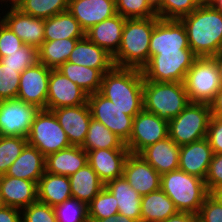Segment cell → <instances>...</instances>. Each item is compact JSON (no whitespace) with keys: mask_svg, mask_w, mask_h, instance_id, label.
I'll list each match as a JSON object with an SVG mask.
<instances>
[{"mask_svg":"<svg viewBox=\"0 0 222 222\" xmlns=\"http://www.w3.org/2000/svg\"><path fill=\"white\" fill-rule=\"evenodd\" d=\"M177 212L174 203L161 188L142 196L141 222H164Z\"/></svg>","mask_w":222,"mask_h":222,"instance_id":"1f68e13d","label":"cell"},{"mask_svg":"<svg viewBox=\"0 0 222 222\" xmlns=\"http://www.w3.org/2000/svg\"><path fill=\"white\" fill-rule=\"evenodd\" d=\"M88 164L87 152L81 146L69 148L49 154L45 157V172L70 176Z\"/></svg>","mask_w":222,"mask_h":222,"instance_id":"484cf974","label":"cell"},{"mask_svg":"<svg viewBox=\"0 0 222 222\" xmlns=\"http://www.w3.org/2000/svg\"><path fill=\"white\" fill-rule=\"evenodd\" d=\"M86 152L96 149H128L125 143L101 122L91 119L85 142Z\"/></svg>","mask_w":222,"mask_h":222,"instance_id":"e575fe53","label":"cell"},{"mask_svg":"<svg viewBox=\"0 0 222 222\" xmlns=\"http://www.w3.org/2000/svg\"><path fill=\"white\" fill-rule=\"evenodd\" d=\"M184 85L190 102L209 104L222 86L214 59L197 57L186 74Z\"/></svg>","mask_w":222,"mask_h":222,"instance_id":"ba28073f","label":"cell"},{"mask_svg":"<svg viewBox=\"0 0 222 222\" xmlns=\"http://www.w3.org/2000/svg\"><path fill=\"white\" fill-rule=\"evenodd\" d=\"M44 172L45 156L36 147L27 143L21 154L9 167L6 175L35 181L38 184Z\"/></svg>","mask_w":222,"mask_h":222,"instance_id":"4316f807","label":"cell"},{"mask_svg":"<svg viewBox=\"0 0 222 222\" xmlns=\"http://www.w3.org/2000/svg\"><path fill=\"white\" fill-rule=\"evenodd\" d=\"M92 119L101 122L112 133L126 143L132 133L133 117L119 109L111 100L99 92L88 95Z\"/></svg>","mask_w":222,"mask_h":222,"instance_id":"30bf717a","label":"cell"},{"mask_svg":"<svg viewBox=\"0 0 222 222\" xmlns=\"http://www.w3.org/2000/svg\"><path fill=\"white\" fill-rule=\"evenodd\" d=\"M40 109L19 99L0 101V136L28 137Z\"/></svg>","mask_w":222,"mask_h":222,"instance_id":"8fae6325","label":"cell"},{"mask_svg":"<svg viewBox=\"0 0 222 222\" xmlns=\"http://www.w3.org/2000/svg\"><path fill=\"white\" fill-rule=\"evenodd\" d=\"M52 111L64 129L70 144L82 146L92 119L88 102L73 107L56 108Z\"/></svg>","mask_w":222,"mask_h":222,"instance_id":"e0dca14e","label":"cell"},{"mask_svg":"<svg viewBox=\"0 0 222 222\" xmlns=\"http://www.w3.org/2000/svg\"><path fill=\"white\" fill-rule=\"evenodd\" d=\"M117 204L113 194L104 187L87 205L88 219L98 220L119 214Z\"/></svg>","mask_w":222,"mask_h":222,"instance_id":"74e56055","label":"cell"},{"mask_svg":"<svg viewBox=\"0 0 222 222\" xmlns=\"http://www.w3.org/2000/svg\"><path fill=\"white\" fill-rule=\"evenodd\" d=\"M184 82H154L144 80V110L169 122L189 104Z\"/></svg>","mask_w":222,"mask_h":222,"instance_id":"5b68a950","label":"cell"},{"mask_svg":"<svg viewBox=\"0 0 222 222\" xmlns=\"http://www.w3.org/2000/svg\"><path fill=\"white\" fill-rule=\"evenodd\" d=\"M209 105L211 116L222 117V86Z\"/></svg>","mask_w":222,"mask_h":222,"instance_id":"816d5d0a","label":"cell"},{"mask_svg":"<svg viewBox=\"0 0 222 222\" xmlns=\"http://www.w3.org/2000/svg\"><path fill=\"white\" fill-rule=\"evenodd\" d=\"M180 21L186 29L189 47L197 57H212L221 52L222 12L204 3Z\"/></svg>","mask_w":222,"mask_h":222,"instance_id":"6da1fadb","label":"cell"},{"mask_svg":"<svg viewBox=\"0 0 222 222\" xmlns=\"http://www.w3.org/2000/svg\"><path fill=\"white\" fill-rule=\"evenodd\" d=\"M27 142L45 157L72 146L53 111L47 109H40L37 113Z\"/></svg>","mask_w":222,"mask_h":222,"instance_id":"9c48e42d","label":"cell"},{"mask_svg":"<svg viewBox=\"0 0 222 222\" xmlns=\"http://www.w3.org/2000/svg\"><path fill=\"white\" fill-rule=\"evenodd\" d=\"M213 155V150L206 137L182 145L180 146L178 169L205 180Z\"/></svg>","mask_w":222,"mask_h":222,"instance_id":"44dd1931","label":"cell"},{"mask_svg":"<svg viewBox=\"0 0 222 222\" xmlns=\"http://www.w3.org/2000/svg\"><path fill=\"white\" fill-rule=\"evenodd\" d=\"M158 16L126 19L122 40L112 57L114 66L142 69L150 59V37Z\"/></svg>","mask_w":222,"mask_h":222,"instance_id":"3957f363","label":"cell"},{"mask_svg":"<svg viewBox=\"0 0 222 222\" xmlns=\"http://www.w3.org/2000/svg\"><path fill=\"white\" fill-rule=\"evenodd\" d=\"M88 94L65 77L58 69H51L48 84L47 110L85 104Z\"/></svg>","mask_w":222,"mask_h":222,"instance_id":"5bb4252c","label":"cell"},{"mask_svg":"<svg viewBox=\"0 0 222 222\" xmlns=\"http://www.w3.org/2000/svg\"><path fill=\"white\" fill-rule=\"evenodd\" d=\"M207 3L214 9L222 12V0H207Z\"/></svg>","mask_w":222,"mask_h":222,"instance_id":"11a10c76","label":"cell"},{"mask_svg":"<svg viewBox=\"0 0 222 222\" xmlns=\"http://www.w3.org/2000/svg\"><path fill=\"white\" fill-rule=\"evenodd\" d=\"M198 222H222V204L213 194L205 198L198 213Z\"/></svg>","mask_w":222,"mask_h":222,"instance_id":"f6af8a7d","label":"cell"},{"mask_svg":"<svg viewBox=\"0 0 222 222\" xmlns=\"http://www.w3.org/2000/svg\"><path fill=\"white\" fill-rule=\"evenodd\" d=\"M197 56L191 49L161 52L153 55L141 69L144 80L154 82H184Z\"/></svg>","mask_w":222,"mask_h":222,"instance_id":"52a82bcc","label":"cell"},{"mask_svg":"<svg viewBox=\"0 0 222 222\" xmlns=\"http://www.w3.org/2000/svg\"><path fill=\"white\" fill-rule=\"evenodd\" d=\"M105 187L116 198L119 214L141 221L142 196L131 187L124 176L109 181Z\"/></svg>","mask_w":222,"mask_h":222,"instance_id":"83f0119b","label":"cell"},{"mask_svg":"<svg viewBox=\"0 0 222 222\" xmlns=\"http://www.w3.org/2000/svg\"><path fill=\"white\" fill-rule=\"evenodd\" d=\"M150 5L156 10L159 6H160V3H161V0H147Z\"/></svg>","mask_w":222,"mask_h":222,"instance_id":"6f0895ef","label":"cell"},{"mask_svg":"<svg viewBox=\"0 0 222 222\" xmlns=\"http://www.w3.org/2000/svg\"><path fill=\"white\" fill-rule=\"evenodd\" d=\"M142 70L113 66L102 76L99 93L134 117L144 109Z\"/></svg>","mask_w":222,"mask_h":222,"instance_id":"7a4b0ae2","label":"cell"},{"mask_svg":"<svg viewBox=\"0 0 222 222\" xmlns=\"http://www.w3.org/2000/svg\"><path fill=\"white\" fill-rule=\"evenodd\" d=\"M215 61L216 67L218 69L219 79L222 85V51L219 52L217 55L212 56Z\"/></svg>","mask_w":222,"mask_h":222,"instance_id":"db71d44e","label":"cell"},{"mask_svg":"<svg viewBox=\"0 0 222 222\" xmlns=\"http://www.w3.org/2000/svg\"><path fill=\"white\" fill-rule=\"evenodd\" d=\"M0 196L3 205L22 210L38 201L37 183L2 174Z\"/></svg>","mask_w":222,"mask_h":222,"instance_id":"ffe728a7","label":"cell"},{"mask_svg":"<svg viewBox=\"0 0 222 222\" xmlns=\"http://www.w3.org/2000/svg\"><path fill=\"white\" fill-rule=\"evenodd\" d=\"M3 206L2 200H1V196H0V208Z\"/></svg>","mask_w":222,"mask_h":222,"instance_id":"91938a15","label":"cell"},{"mask_svg":"<svg viewBox=\"0 0 222 222\" xmlns=\"http://www.w3.org/2000/svg\"><path fill=\"white\" fill-rule=\"evenodd\" d=\"M38 201L51 207L70 199L71 186L69 176L44 172L37 184Z\"/></svg>","mask_w":222,"mask_h":222,"instance_id":"f1b7e54d","label":"cell"},{"mask_svg":"<svg viewBox=\"0 0 222 222\" xmlns=\"http://www.w3.org/2000/svg\"><path fill=\"white\" fill-rule=\"evenodd\" d=\"M123 176L141 196L161 188V175L139 154H128Z\"/></svg>","mask_w":222,"mask_h":222,"instance_id":"2e32d148","label":"cell"},{"mask_svg":"<svg viewBox=\"0 0 222 222\" xmlns=\"http://www.w3.org/2000/svg\"><path fill=\"white\" fill-rule=\"evenodd\" d=\"M214 154H222V117L211 116L207 136Z\"/></svg>","mask_w":222,"mask_h":222,"instance_id":"c3c4849f","label":"cell"},{"mask_svg":"<svg viewBox=\"0 0 222 222\" xmlns=\"http://www.w3.org/2000/svg\"><path fill=\"white\" fill-rule=\"evenodd\" d=\"M180 146L169 136L149 145L139 155L142 156L160 175L177 170L179 167Z\"/></svg>","mask_w":222,"mask_h":222,"instance_id":"cb8c5ba5","label":"cell"},{"mask_svg":"<svg viewBox=\"0 0 222 222\" xmlns=\"http://www.w3.org/2000/svg\"><path fill=\"white\" fill-rule=\"evenodd\" d=\"M0 20L8 26L26 45L39 48L44 42V19L23 13L11 6Z\"/></svg>","mask_w":222,"mask_h":222,"instance_id":"ac0fdd59","label":"cell"},{"mask_svg":"<svg viewBox=\"0 0 222 222\" xmlns=\"http://www.w3.org/2000/svg\"><path fill=\"white\" fill-rule=\"evenodd\" d=\"M125 21L126 18L117 13L91 27L85 36L113 57L120 47Z\"/></svg>","mask_w":222,"mask_h":222,"instance_id":"603a6c76","label":"cell"},{"mask_svg":"<svg viewBox=\"0 0 222 222\" xmlns=\"http://www.w3.org/2000/svg\"><path fill=\"white\" fill-rule=\"evenodd\" d=\"M69 0H21L15 6L23 13L40 19L68 10Z\"/></svg>","mask_w":222,"mask_h":222,"instance_id":"d590c367","label":"cell"},{"mask_svg":"<svg viewBox=\"0 0 222 222\" xmlns=\"http://www.w3.org/2000/svg\"><path fill=\"white\" fill-rule=\"evenodd\" d=\"M79 39H57L44 41L39 47V63L48 68L57 69L70 57Z\"/></svg>","mask_w":222,"mask_h":222,"instance_id":"836d02e7","label":"cell"},{"mask_svg":"<svg viewBox=\"0 0 222 222\" xmlns=\"http://www.w3.org/2000/svg\"><path fill=\"white\" fill-rule=\"evenodd\" d=\"M69 181L72 197L87 205L105 187V184L89 164L70 175Z\"/></svg>","mask_w":222,"mask_h":222,"instance_id":"4dcf8cb0","label":"cell"},{"mask_svg":"<svg viewBox=\"0 0 222 222\" xmlns=\"http://www.w3.org/2000/svg\"><path fill=\"white\" fill-rule=\"evenodd\" d=\"M210 118L208 103L189 102L168 122V136L179 146L203 139L207 136Z\"/></svg>","mask_w":222,"mask_h":222,"instance_id":"8992f818","label":"cell"},{"mask_svg":"<svg viewBox=\"0 0 222 222\" xmlns=\"http://www.w3.org/2000/svg\"><path fill=\"white\" fill-rule=\"evenodd\" d=\"M161 189L178 211L195 214L209 195L204 179L180 169L161 175Z\"/></svg>","mask_w":222,"mask_h":222,"instance_id":"277c9868","label":"cell"},{"mask_svg":"<svg viewBox=\"0 0 222 222\" xmlns=\"http://www.w3.org/2000/svg\"><path fill=\"white\" fill-rule=\"evenodd\" d=\"M222 204V187L212 193Z\"/></svg>","mask_w":222,"mask_h":222,"instance_id":"9f6ffc18","label":"cell"},{"mask_svg":"<svg viewBox=\"0 0 222 222\" xmlns=\"http://www.w3.org/2000/svg\"><path fill=\"white\" fill-rule=\"evenodd\" d=\"M116 12L126 19L157 16L156 10L147 0H115Z\"/></svg>","mask_w":222,"mask_h":222,"instance_id":"b9f144b4","label":"cell"},{"mask_svg":"<svg viewBox=\"0 0 222 222\" xmlns=\"http://www.w3.org/2000/svg\"><path fill=\"white\" fill-rule=\"evenodd\" d=\"M0 222H21V210L3 205L0 208Z\"/></svg>","mask_w":222,"mask_h":222,"instance_id":"681fc988","label":"cell"},{"mask_svg":"<svg viewBox=\"0 0 222 222\" xmlns=\"http://www.w3.org/2000/svg\"><path fill=\"white\" fill-rule=\"evenodd\" d=\"M205 184L209 194L222 187V154H214L210 162Z\"/></svg>","mask_w":222,"mask_h":222,"instance_id":"7dc6e473","label":"cell"},{"mask_svg":"<svg viewBox=\"0 0 222 222\" xmlns=\"http://www.w3.org/2000/svg\"><path fill=\"white\" fill-rule=\"evenodd\" d=\"M20 74L17 69L0 62V101L17 98Z\"/></svg>","mask_w":222,"mask_h":222,"instance_id":"7bdbcfd3","label":"cell"},{"mask_svg":"<svg viewBox=\"0 0 222 222\" xmlns=\"http://www.w3.org/2000/svg\"><path fill=\"white\" fill-rule=\"evenodd\" d=\"M0 62L22 73L26 68L39 63V48L25 44L17 51L6 53L5 57L0 58Z\"/></svg>","mask_w":222,"mask_h":222,"instance_id":"ab89813d","label":"cell"},{"mask_svg":"<svg viewBox=\"0 0 222 222\" xmlns=\"http://www.w3.org/2000/svg\"><path fill=\"white\" fill-rule=\"evenodd\" d=\"M21 222H57L54 208L39 201L21 210Z\"/></svg>","mask_w":222,"mask_h":222,"instance_id":"ee69618b","label":"cell"},{"mask_svg":"<svg viewBox=\"0 0 222 222\" xmlns=\"http://www.w3.org/2000/svg\"><path fill=\"white\" fill-rule=\"evenodd\" d=\"M24 42L0 20V58L5 57L6 53L17 51Z\"/></svg>","mask_w":222,"mask_h":222,"instance_id":"bcb514c9","label":"cell"},{"mask_svg":"<svg viewBox=\"0 0 222 222\" xmlns=\"http://www.w3.org/2000/svg\"><path fill=\"white\" fill-rule=\"evenodd\" d=\"M4 2H8L9 1V4H11V6H15L19 1L21 0H3ZM11 1V2H10Z\"/></svg>","mask_w":222,"mask_h":222,"instance_id":"680465c9","label":"cell"},{"mask_svg":"<svg viewBox=\"0 0 222 222\" xmlns=\"http://www.w3.org/2000/svg\"><path fill=\"white\" fill-rule=\"evenodd\" d=\"M67 61L98 69L102 74L114 66L112 56L86 36L77 41Z\"/></svg>","mask_w":222,"mask_h":222,"instance_id":"d4e9b609","label":"cell"},{"mask_svg":"<svg viewBox=\"0 0 222 222\" xmlns=\"http://www.w3.org/2000/svg\"><path fill=\"white\" fill-rule=\"evenodd\" d=\"M207 3L206 0H161L156 9L157 16L165 20H180L191 14L199 5Z\"/></svg>","mask_w":222,"mask_h":222,"instance_id":"8d00e7d4","label":"cell"},{"mask_svg":"<svg viewBox=\"0 0 222 222\" xmlns=\"http://www.w3.org/2000/svg\"><path fill=\"white\" fill-rule=\"evenodd\" d=\"M68 11L85 32L117 14L115 0H69Z\"/></svg>","mask_w":222,"mask_h":222,"instance_id":"d6986e66","label":"cell"},{"mask_svg":"<svg viewBox=\"0 0 222 222\" xmlns=\"http://www.w3.org/2000/svg\"><path fill=\"white\" fill-rule=\"evenodd\" d=\"M50 73L51 68L42 63L26 68L20 74L17 99L46 109Z\"/></svg>","mask_w":222,"mask_h":222,"instance_id":"4fadbf2b","label":"cell"},{"mask_svg":"<svg viewBox=\"0 0 222 222\" xmlns=\"http://www.w3.org/2000/svg\"><path fill=\"white\" fill-rule=\"evenodd\" d=\"M57 69L88 95L99 92L103 74L98 69L74 64L69 61H66Z\"/></svg>","mask_w":222,"mask_h":222,"instance_id":"d6a6232c","label":"cell"},{"mask_svg":"<svg viewBox=\"0 0 222 222\" xmlns=\"http://www.w3.org/2000/svg\"><path fill=\"white\" fill-rule=\"evenodd\" d=\"M27 143L26 137L0 136V175L6 174Z\"/></svg>","mask_w":222,"mask_h":222,"instance_id":"f35d334b","label":"cell"},{"mask_svg":"<svg viewBox=\"0 0 222 222\" xmlns=\"http://www.w3.org/2000/svg\"><path fill=\"white\" fill-rule=\"evenodd\" d=\"M129 153V149H96L87 152L88 164L106 185L123 176L124 163Z\"/></svg>","mask_w":222,"mask_h":222,"instance_id":"7402d4cb","label":"cell"},{"mask_svg":"<svg viewBox=\"0 0 222 222\" xmlns=\"http://www.w3.org/2000/svg\"><path fill=\"white\" fill-rule=\"evenodd\" d=\"M84 37L85 31L68 10L44 20V41Z\"/></svg>","mask_w":222,"mask_h":222,"instance_id":"f546056e","label":"cell"},{"mask_svg":"<svg viewBox=\"0 0 222 222\" xmlns=\"http://www.w3.org/2000/svg\"><path fill=\"white\" fill-rule=\"evenodd\" d=\"M89 222H141L129 217H126L122 214L112 215L109 218H103L98 220H89Z\"/></svg>","mask_w":222,"mask_h":222,"instance_id":"f5cc1de1","label":"cell"},{"mask_svg":"<svg viewBox=\"0 0 222 222\" xmlns=\"http://www.w3.org/2000/svg\"><path fill=\"white\" fill-rule=\"evenodd\" d=\"M166 137L168 122L143 109L133 117L132 133L125 145L130 153L139 154L149 145Z\"/></svg>","mask_w":222,"mask_h":222,"instance_id":"7c38bea8","label":"cell"},{"mask_svg":"<svg viewBox=\"0 0 222 222\" xmlns=\"http://www.w3.org/2000/svg\"><path fill=\"white\" fill-rule=\"evenodd\" d=\"M164 222H198V214L178 211Z\"/></svg>","mask_w":222,"mask_h":222,"instance_id":"f907efd6","label":"cell"},{"mask_svg":"<svg viewBox=\"0 0 222 222\" xmlns=\"http://www.w3.org/2000/svg\"><path fill=\"white\" fill-rule=\"evenodd\" d=\"M57 222H89L87 204L71 197L53 207Z\"/></svg>","mask_w":222,"mask_h":222,"instance_id":"60d3db41","label":"cell"},{"mask_svg":"<svg viewBox=\"0 0 222 222\" xmlns=\"http://www.w3.org/2000/svg\"><path fill=\"white\" fill-rule=\"evenodd\" d=\"M179 49H190L184 25L180 20L159 19L150 37V58Z\"/></svg>","mask_w":222,"mask_h":222,"instance_id":"9a60e30c","label":"cell"}]
</instances>
